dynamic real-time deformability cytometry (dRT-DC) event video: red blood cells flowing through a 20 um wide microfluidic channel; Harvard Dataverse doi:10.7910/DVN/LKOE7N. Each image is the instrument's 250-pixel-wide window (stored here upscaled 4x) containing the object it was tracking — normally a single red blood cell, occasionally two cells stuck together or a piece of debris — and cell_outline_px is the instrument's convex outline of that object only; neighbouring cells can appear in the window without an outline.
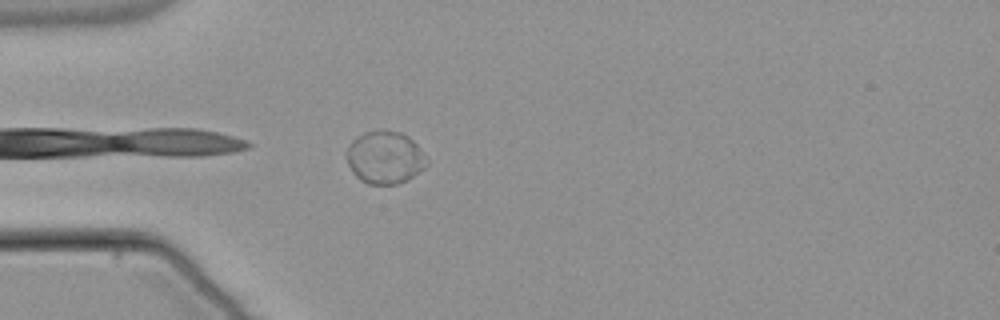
{"species": "common noctule bat (a hibernating species)", "species_latin": "Nyctalus noctula", "temperature_condition": "warm", "stored_images_in_passage": 27, "camera_frame_rate_fps": 3000, "um_per_image_px": 0.085, "animal": {"sex": "male", "body_mass_g": 21.5, "forearm_length_mm": 52.0}, "frame": {"image": 1, "passage_image": 1, "time_ms": 0.0, "image_size_px": [1000, 320], "cell_outline_px": [[428, 164], [424, 168], [408, 180], [396, 184], [368, 184], [360, 180], [352, 172], [344, 156], [352, 140], [356, 136], [364, 132], [380, 128], [384, 128], [400, 132], [408, 136], [416, 144], [428, 160]], "centroid_in_image_um": [32.69, 13.36], "position_along_channel_um": 52.3, "area_um2": 25.03}}
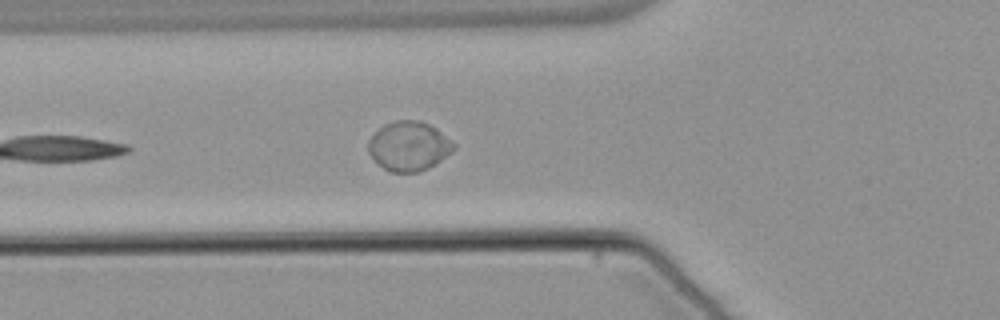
{"frame": {"image": 2, "passage_image": 5, "time_ms": 1.333, "image_size_px": [1000, 320], "cell_outline_px": [[456, 148], [452, 152], [428, 168], [420, 172], [388, 172], [368, 152], [368, 140], [384, 124], [396, 120], [420, 120], [436, 128], [456, 144]], "centroid_in_image_um": [34.77, 12.42], "position_along_channel_um": 91.0, "area_um2": 24.45}}
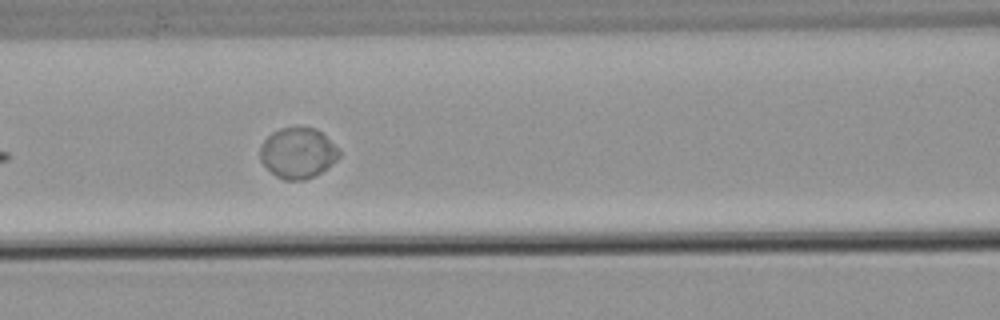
{"frame": {"image": 3, "passage_image": 9, "time_ms": 2.667, "image_size_px": [1000, 320], "cell_outline_px": [[340, 156], [336, 160], [320, 172], [304, 180], [284, 180], [276, 176], [260, 160], [260, 144], [272, 132], [280, 128], [316, 128], [340, 152]], "centroid_in_image_um": [25.27, 13.01], "position_along_channel_um": 141.3, "area_um2": 22.77}}